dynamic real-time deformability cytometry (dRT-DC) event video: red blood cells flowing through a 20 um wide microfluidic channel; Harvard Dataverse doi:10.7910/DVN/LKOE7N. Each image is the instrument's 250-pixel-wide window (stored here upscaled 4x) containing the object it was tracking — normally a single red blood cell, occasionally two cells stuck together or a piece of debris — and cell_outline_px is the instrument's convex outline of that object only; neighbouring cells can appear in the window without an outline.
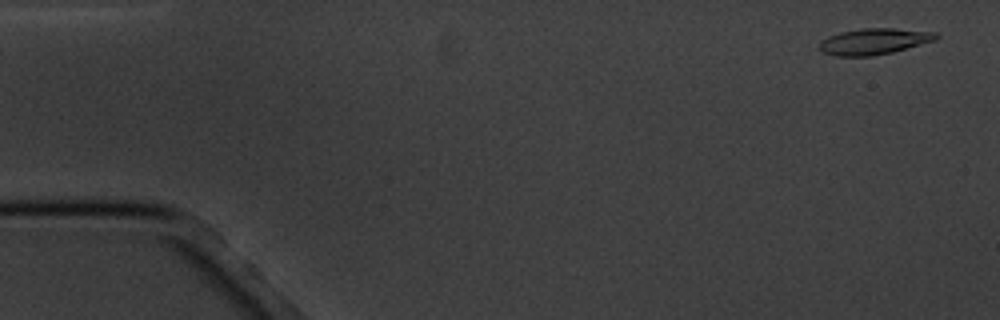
{"species": "common noctule bat (a hibernating species)", "species_latin": "Nyctalus noctula", "temperature_condition": "cold", "stored_images_in_passage": 5, "camera_frame_rate_fps": 3000, "um_per_image_px": 0.085, "animal": {"sex": "male", "body_mass_g": 20.1, "forearm_length_mm": 53.5}, "frame": {"image": 1, "passage_image": 1, "time_ms": 0.0, "image_size_px": [1000, 320], "cell_outline_px": [[940, 36], [936, 40], [892, 52], [872, 56], [836, 56], [824, 52], [816, 48], [820, 40], [828, 36], [840, 32], [864, 28], [896, 28], [936, 32]], "centroid_in_image_um": [74.27, 3.51], "position_along_channel_um": 10.7, "area_um2": 17.92}}
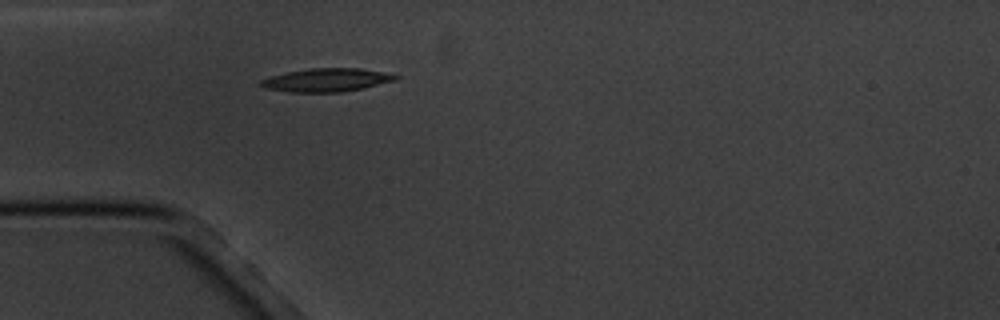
{"frame": {"image": 2, "passage_image": 5, "time_ms": 4.667, "image_size_px": [1000, 320], "cell_outline_px": [[400, 76], [396, 80], [364, 88], [344, 92], [288, 92], [264, 88], [260, 84], [260, 80], [272, 76], [288, 72], [308, 68], [360, 68], [384, 72]], "centroid_in_image_um": [27.78, 6.8], "position_along_channel_um": 57.2, "area_um2": 18.32}}